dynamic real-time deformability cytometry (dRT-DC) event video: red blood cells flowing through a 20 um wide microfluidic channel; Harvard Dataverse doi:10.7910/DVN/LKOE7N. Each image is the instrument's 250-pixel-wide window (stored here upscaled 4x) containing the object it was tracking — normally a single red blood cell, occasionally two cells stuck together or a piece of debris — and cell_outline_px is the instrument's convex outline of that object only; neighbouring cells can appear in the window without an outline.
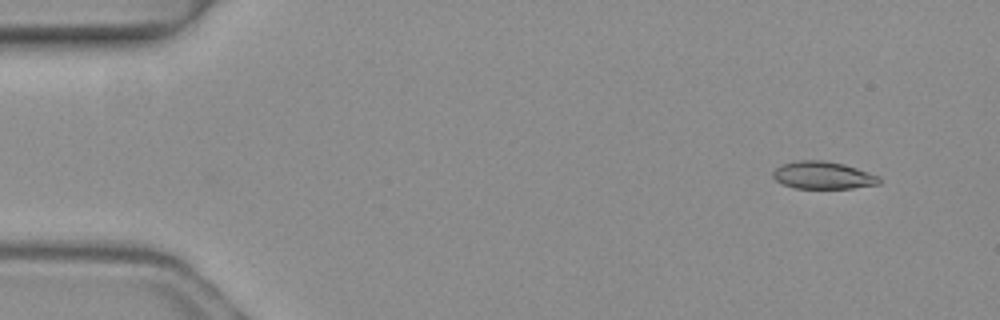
{"species": "common noctule bat (a hibernating species)", "species_latin": "Nyctalus noctula", "temperature_condition": "warm", "stored_images_in_passage": 5, "camera_frame_rate_fps": 3000, "um_per_image_px": 0.085, "animal": {"sex": "female", "body_mass_g": 19.3, "forearm_length_mm": 54.1}, "frame": {"image": 1, "passage_image": 1, "time_ms": 0.0, "image_size_px": [1000, 320], "cell_outline_px": [[880, 184], [852, 188], [796, 188], [780, 184], [772, 176], [772, 172], [780, 164], [796, 160], [824, 160], [844, 164], [880, 176]], "centroid_in_image_um": [69.92, 14.89], "position_along_channel_um": 15.1, "area_um2": 17.17}}
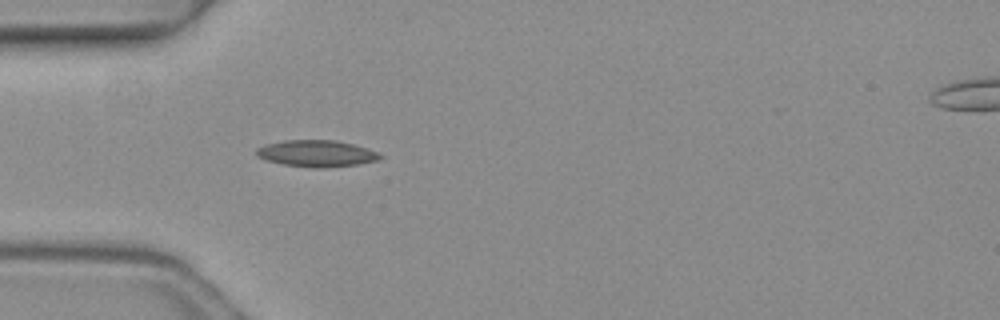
{"frame": {"image": 2, "passage_image": 4, "time_ms": 1.0, "image_size_px": [1000, 320], "cell_outline_px": [[384, 156], [376, 160], [356, 164], [324, 168], [312, 168], [284, 164], [264, 160], [256, 156], [256, 148], [268, 144], [284, 140], [336, 140], [368, 148]], "centroid_in_image_um": [26.87, 13.04], "position_along_channel_um": 58.1, "area_um2": 19.07}}